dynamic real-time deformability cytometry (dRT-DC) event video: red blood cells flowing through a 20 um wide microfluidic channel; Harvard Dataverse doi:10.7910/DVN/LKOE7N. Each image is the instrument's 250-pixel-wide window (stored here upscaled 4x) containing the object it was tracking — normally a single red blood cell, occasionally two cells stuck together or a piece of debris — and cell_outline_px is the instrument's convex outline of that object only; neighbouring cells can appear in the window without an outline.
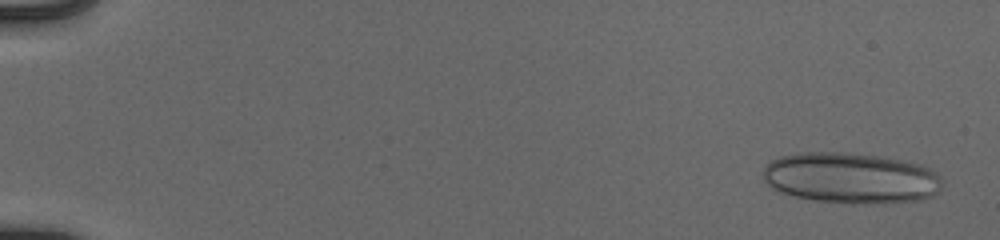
{"species": "human", "species_latin": "Homo sapiens", "temperature_condition": "cold", "stored_images_in_passage": 52, "camera_frame_rate_fps": 3000, "um_per_image_px": 0.085, "donor": {"sex": "male"}, "frame": {"image": 1, "passage_image": 1, "time_ms": 0.0, "image_size_px": [1000, 240], "cell_outline_px": [[940, 192], [932, 196], [920, 200], [852, 204], [812, 200], [780, 192], [772, 188], [764, 180], [764, 168], [772, 160], [780, 156], [804, 152], [844, 152], [880, 156], [920, 164], [936, 172], [940, 176]], "centroid_in_image_um": [72.32, 15.13], "position_along_channel_um": 12.7, "area_um2": 52.94}}
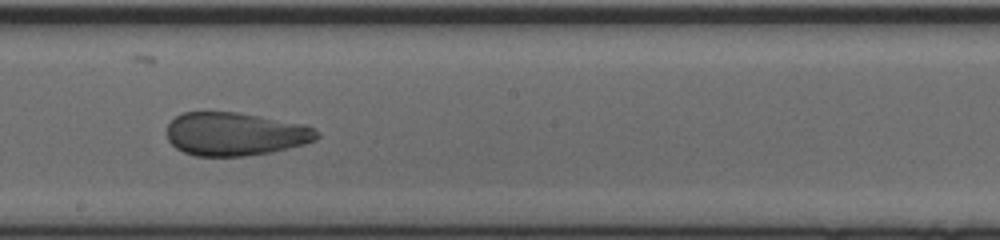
{"frame": {"image": 2, "passage_image": 31, "time_ms": 10.0, "image_size_px": [1000, 240], "cell_outline_px": [[320, 136], [316, 140], [304, 144], [272, 152], [244, 156], [196, 156], [184, 152], [176, 148], [168, 140], [168, 124], [176, 116], [184, 112], [240, 112], [304, 124], [320, 132]], "centroid_in_image_um": [20.01, 11.39], "position_along_channel_um": 228.2, "area_um2": 37.92}}
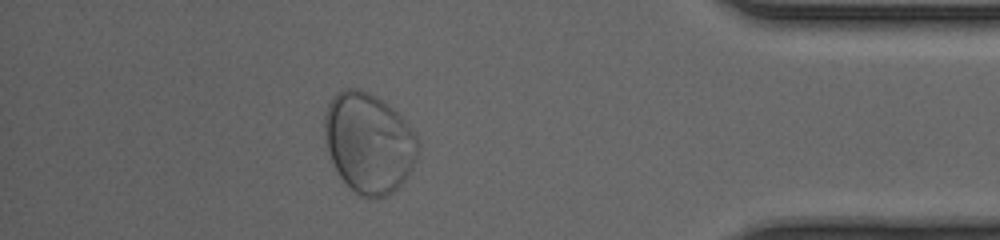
{"frame": {"image": 3, "passage_image": 47, "time_ms": 15.333, "image_size_px": [1000, 240], "cell_outline_px": [[416, 160], [412, 168], [404, 180], [392, 192], [384, 196], [364, 196], [356, 192], [340, 176], [332, 160], [324, 136], [324, 116], [328, 104], [332, 96], [336, 92], [344, 88], [360, 88], [384, 100], [416, 132]], "centroid_in_image_um": [31.33, 12.08], "position_along_channel_um": 403.9, "area_um2": 53.93}, "authors_computed_cell_mechanics": {"area_um2": 45.084, "velocity_mm_per_s": 3.8836, "shape_relaxation_time_tau1_ms": 5.4486, "shape_relaxation_time_tau2_ms": null, "deformation_change_tau1": 0.1594, "deformation_change_tau2": null}}